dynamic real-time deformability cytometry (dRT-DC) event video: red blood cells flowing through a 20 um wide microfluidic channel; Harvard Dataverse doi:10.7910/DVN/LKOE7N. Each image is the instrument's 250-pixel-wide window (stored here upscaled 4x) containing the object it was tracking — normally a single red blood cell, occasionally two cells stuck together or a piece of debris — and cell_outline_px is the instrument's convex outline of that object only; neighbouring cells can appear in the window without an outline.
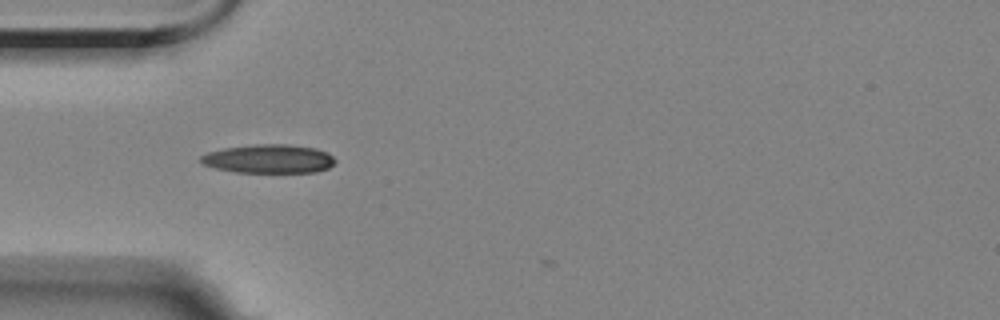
{"species": "Egyptian fruit bat (a non-hibernating species)", "species_latin": "Rousettus aegyptiacus", "temperature_condition": "room temperature", "stored_images_in_passage": 3, "camera_frame_rate_fps": 3000, "um_per_image_px": 0.085, "animal": {"sex": "female"}, "frame": {"image": 1, "passage_image": 1, "time_ms": 0.0, "image_size_px": [1000, 320], "cell_outline_px": [[336, 164], [328, 168], [316, 172], [236, 172], [216, 168], [204, 164], [200, 160], [200, 156], [208, 152], [224, 148], [252, 144], [288, 144], [316, 148], [328, 152], [336, 160]], "centroid_in_image_um": [22.89, 13.49], "position_along_channel_um": 62.1, "area_um2": 22.6}}